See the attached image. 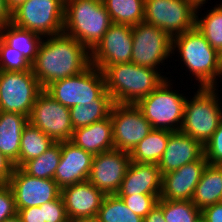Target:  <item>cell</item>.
I'll return each instance as SVG.
<instances>
[{
	"mask_svg": "<svg viewBox=\"0 0 222 222\" xmlns=\"http://www.w3.org/2000/svg\"><path fill=\"white\" fill-rule=\"evenodd\" d=\"M42 40L32 71L43 90L50 84L81 74L90 65V51L71 36L61 33Z\"/></svg>",
	"mask_w": 222,
	"mask_h": 222,
	"instance_id": "obj_1",
	"label": "cell"
},
{
	"mask_svg": "<svg viewBox=\"0 0 222 222\" xmlns=\"http://www.w3.org/2000/svg\"><path fill=\"white\" fill-rule=\"evenodd\" d=\"M106 90L114 103L136 104L155 90L165 77L159 70L141 67L135 63H118L103 66Z\"/></svg>",
	"mask_w": 222,
	"mask_h": 222,
	"instance_id": "obj_2",
	"label": "cell"
},
{
	"mask_svg": "<svg viewBox=\"0 0 222 222\" xmlns=\"http://www.w3.org/2000/svg\"><path fill=\"white\" fill-rule=\"evenodd\" d=\"M174 51L179 52L181 62L200 83L198 87H218L217 80L222 76L221 54L196 28L172 37L173 54Z\"/></svg>",
	"mask_w": 222,
	"mask_h": 222,
	"instance_id": "obj_3",
	"label": "cell"
},
{
	"mask_svg": "<svg viewBox=\"0 0 222 222\" xmlns=\"http://www.w3.org/2000/svg\"><path fill=\"white\" fill-rule=\"evenodd\" d=\"M111 24L102 0H65L63 33L76 39L90 52Z\"/></svg>",
	"mask_w": 222,
	"mask_h": 222,
	"instance_id": "obj_4",
	"label": "cell"
},
{
	"mask_svg": "<svg viewBox=\"0 0 222 222\" xmlns=\"http://www.w3.org/2000/svg\"><path fill=\"white\" fill-rule=\"evenodd\" d=\"M44 91L68 108L87 103H114L106 90L103 72L93 65L81 74L50 83Z\"/></svg>",
	"mask_w": 222,
	"mask_h": 222,
	"instance_id": "obj_5",
	"label": "cell"
},
{
	"mask_svg": "<svg viewBox=\"0 0 222 222\" xmlns=\"http://www.w3.org/2000/svg\"><path fill=\"white\" fill-rule=\"evenodd\" d=\"M217 87H199L192 99H186L182 133L203 146L211 139L222 121V107Z\"/></svg>",
	"mask_w": 222,
	"mask_h": 222,
	"instance_id": "obj_6",
	"label": "cell"
},
{
	"mask_svg": "<svg viewBox=\"0 0 222 222\" xmlns=\"http://www.w3.org/2000/svg\"><path fill=\"white\" fill-rule=\"evenodd\" d=\"M170 79L162 83L146 97L140 99L136 106L151 124L152 129L180 131L186 97L176 90H171Z\"/></svg>",
	"mask_w": 222,
	"mask_h": 222,
	"instance_id": "obj_7",
	"label": "cell"
},
{
	"mask_svg": "<svg viewBox=\"0 0 222 222\" xmlns=\"http://www.w3.org/2000/svg\"><path fill=\"white\" fill-rule=\"evenodd\" d=\"M65 0H27L12 12V22L43 38L63 33Z\"/></svg>",
	"mask_w": 222,
	"mask_h": 222,
	"instance_id": "obj_8",
	"label": "cell"
},
{
	"mask_svg": "<svg viewBox=\"0 0 222 222\" xmlns=\"http://www.w3.org/2000/svg\"><path fill=\"white\" fill-rule=\"evenodd\" d=\"M42 91L32 70L0 71V111L29 117L36 98Z\"/></svg>",
	"mask_w": 222,
	"mask_h": 222,
	"instance_id": "obj_9",
	"label": "cell"
},
{
	"mask_svg": "<svg viewBox=\"0 0 222 222\" xmlns=\"http://www.w3.org/2000/svg\"><path fill=\"white\" fill-rule=\"evenodd\" d=\"M196 9L187 0H145L143 22L174 37L195 28Z\"/></svg>",
	"mask_w": 222,
	"mask_h": 222,
	"instance_id": "obj_10",
	"label": "cell"
},
{
	"mask_svg": "<svg viewBox=\"0 0 222 222\" xmlns=\"http://www.w3.org/2000/svg\"><path fill=\"white\" fill-rule=\"evenodd\" d=\"M132 38L131 62L138 66L158 70L159 64L172 55V37L154 25L145 22L134 25Z\"/></svg>",
	"mask_w": 222,
	"mask_h": 222,
	"instance_id": "obj_11",
	"label": "cell"
},
{
	"mask_svg": "<svg viewBox=\"0 0 222 222\" xmlns=\"http://www.w3.org/2000/svg\"><path fill=\"white\" fill-rule=\"evenodd\" d=\"M28 120L54 142L71 140L73 135L69 108L53 99L44 90L37 96Z\"/></svg>",
	"mask_w": 222,
	"mask_h": 222,
	"instance_id": "obj_12",
	"label": "cell"
},
{
	"mask_svg": "<svg viewBox=\"0 0 222 222\" xmlns=\"http://www.w3.org/2000/svg\"><path fill=\"white\" fill-rule=\"evenodd\" d=\"M110 118L113 124L114 149L131 152L153 129L136 104L114 103Z\"/></svg>",
	"mask_w": 222,
	"mask_h": 222,
	"instance_id": "obj_13",
	"label": "cell"
},
{
	"mask_svg": "<svg viewBox=\"0 0 222 222\" xmlns=\"http://www.w3.org/2000/svg\"><path fill=\"white\" fill-rule=\"evenodd\" d=\"M133 26L112 23L101 41L90 52L91 65L101 69L118 63L131 62Z\"/></svg>",
	"mask_w": 222,
	"mask_h": 222,
	"instance_id": "obj_14",
	"label": "cell"
},
{
	"mask_svg": "<svg viewBox=\"0 0 222 222\" xmlns=\"http://www.w3.org/2000/svg\"><path fill=\"white\" fill-rule=\"evenodd\" d=\"M130 162L127 151L112 149L96 154L88 181L105 195L117 194Z\"/></svg>",
	"mask_w": 222,
	"mask_h": 222,
	"instance_id": "obj_15",
	"label": "cell"
},
{
	"mask_svg": "<svg viewBox=\"0 0 222 222\" xmlns=\"http://www.w3.org/2000/svg\"><path fill=\"white\" fill-rule=\"evenodd\" d=\"M8 184L15 197L16 209L39 207L61 195L54 179L33 177L20 167H15Z\"/></svg>",
	"mask_w": 222,
	"mask_h": 222,
	"instance_id": "obj_16",
	"label": "cell"
},
{
	"mask_svg": "<svg viewBox=\"0 0 222 222\" xmlns=\"http://www.w3.org/2000/svg\"><path fill=\"white\" fill-rule=\"evenodd\" d=\"M94 155L70 140L61 142V159L54 173V181L62 189L87 181Z\"/></svg>",
	"mask_w": 222,
	"mask_h": 222,
	"instance_id": "obj_17",
	"label": "cell"
},
{
	"mask_svg": "<svg viewBox=\"0 0 222 222\" xmlns=\"http://www.w3.org/2000/svg\"><path fill=\"white\" fill-rule=\"evenodd\" d=\"M68 219H95L104 197L88 180L61 189Z\"/></svg>",
	"mask_w": 222,
	"mask_h": 222,
	"instance_id": "obj_18",
	"label": "cell"
},
{
	"mask_svg": "<svg viewBox=\"0 0 222 222\" xmlns=\"http://www.w3.org/2000/svg\"><path fill=\"white\" fill-rule=\"evenodd\" d=\"M207 164L205 155H203L192 163L185 164L177 170L163 174L160 198L191 201Z\"/></svg>",
	"mask_w": 222,
	"mask_h": 222,
	"instance_id": "obj_19",
	"label": "cell"
},
{
	"mask_svg": "<svg viewBox=\"0 0 222 222\" xmlns=\"http://www.w3.org/2000/svg\"><path fill=\"white\" fill-rule=\"evenodd\" d=\"M204 155V146L181 131L171 132L167 146L158 162L161 174L177 170Z\"/></svg>",
	"mask_w": 222,
	"mask_h": 222,
	"instance_id": "obj_20",
	"label": "cell"
},
{
	"mask_svg": "<svg viewBox=\"0 0 222 222\" xmlns=\"http://www.w3.org/2000/svg\"><path fill=\"white\" fill-rule=\"evenodd\" d=\"M161 190L162 174L157 164L131 161L117 195L161 194Z\"/></svg>",
	"mask_w": 222,
	"mask_h": 222,
	"instance_id": "obj_21",
	"label": "cell"
},
{
	"mask_svg": "<svg viewBox=\"0 0 222 222\" xmlns=\"http://www.w3.org/2000/svg\"><path fill=\"white\" fill-rule=\"evenodd\" d=\"M70 141L93 155L114 149L113 124L110 115L89 126L74 129Z\"/></svg>",
	"mask_w": 222,
	"mask_h": 222,
	"instance_id": "obj_22",
	"label": "cell"
},
{
	"mask_svg": "<svg viewBox=\"0 0 222 222\" xmlns=\"http://www.w3.org/2000/svg\"><path fill=\"white\" fill-rule=\"evenodd\" d=\"M28 117L23 114L0 111V152L19 167V150Z\"/></svg>",
	"mask_w": 222,
	"mask_h": 222,
	"instance_id": "obj_23",
	"label": "cell"
},
{
	"mask_svg": "<svg viewBox=\"0 0 222 222\" xmlns=\"http://www.w3.org/2000/svg\"><path fill=\"white\" fill-rule=\"evenodd\" d=\"M191 201L200 210L222 201V169L218 165L207 164Z\"/></svg>",
	"mask_w": 222,
	"mask_h": 222,
	"instance_id": "obj_24",
	"label": "cell"
},
{
	"mask_svg": "<svg viewBox=\"0 0 222 222\" xmlns=\"http://www.w3.org/2000/svg\"><path fill=\"white\" fill-rule=\"evenodd\" d=\"M0 37L12 48L18 50L27 60L33 63L43 40L41 35L17 27L13 23L0 28Z\"/></svg>",
	"mask_w": 222,
	"mask_h": 222,
	"instance_id": "obj_25",
	"label": "cell"
},
{
	"mask_svg": "<svg viewBox=\"0 0 222 222\" xmlns=\"http://www.w3.org/2000/svg\"><path fill=\"white\" fill-rule=\"evenodd\" d=\"M170 131L153 129L129 153L131 161L137 163L158 164L166 149Z\"/></svg>",
	"mask_w": 222,
	"mask_h": 222,
	"instance_id": "obj_26",
	"label": "cell"
},
{
	"mask_svg": "<svg viewBox=\"0 0 222 222\" xmlns=\"http://www.w3.org/2000/svg\"><path fill=\"white\" fill-rule=\"evenodd\" d=\"M112 23L137 25L144 20L145 0H102Z\"/></svg>",
	"mask_w": 222,
	"mask_h": 222,
	"instance_id": "obj_27",
	"label": "cell"
},
{
	"mask_svg": "<svg viewBox=\"0 0 222 222\" xmlns=\"http://www.w3.org/2000/svg\"><path fill=\"white\" fill-rule=\"evenodd\" d=\"M55 142L31 123L24 127L19 150V167L25 162L39 157Z\"/></svg>",
	"mask_w": 222,
	"mask_h": 222,
	"instance_id": "obj_28",
	"label": "cell"
},
{
	"mask_svg": "<svg viewBox=\"0 0 222 222\" xmlns=\"http://www.w3.org/2000/svg\"><path fill=\"white\" fill-rule=\"evenodd\" d=\"M61 159V142H55L39 157L25 162L20 168L27 174L43 179H54Z\"/></svg>",
	"mask_w": 222,
	"mask_h": 222,
	"instance_id": "obj_29",
	"label": "cell"
},
{
	"mask_svg": "<svg viewBox=\"0 0 222 222\" xmlns=\"http://www.w3.org/2000/svg\"><path fill=\"white\" fill-rule=\"evenodd\" d=\"M208 11V14L206 13L200 18H198L199 13L196 12L195 28L222 55V4L215 5L213 9Z\"/></svg>",
	"mask_w": 222,
	"mask_h": 222,
	"instance_id": "obj_30",
	"label": "cell"
},
{
	"mask_svg": "<svg viewBox=\"0 0 222 222\" xmlns=\"http://www.w3.org/2000/svg\"><path fill=\"white\" fill-rule=\"evenodd\" d=\"M96 222H143L117 195H106L95 218Z\"/></svg>",
	"mask_w": 222,
	"mask_h": 222,
	"instance_id": "obj_31",
	"label": "cell"
},
{
	"mask_svg": "<svg viewBox=\"0 0 222 222\" xmlns=\"http://www.w3.org/2000/svg\"><path fill=\"white\" fill-rule=\"evenodd\" d=\"M114 103H87L72 106L70 110V118L73 129L89 126L94 122L106 119L110 115L111 108Z\"/></svg>",
	"mask_w": 222,
	"mask_h": 222,
	"instance_id": "obj_32",
	"label": "cell"
},
{
	"mask_svg": "<svg viewBox=\"0 0 222 222\" xmlns=\"http://www.w3.org/2000/svg\"><path fill=\"white\" fill-rule=\"evenodd\" d=\"M162 211L166 222H195L201 215L192 201L162 199Z\"/></svg>",
	"mask_w": 222,
	"mask_h": 222,
	"instance_id": "obj_33",
	"label": "cell"
},
{
	"mask_svg": "<svg viewBox=\"0 0 222 222\" xmlns=\"http://www.w3.org/2000/svg\"><path fill=\"white\" fill-rule=\"evenodd\" d=\"M32 70V63L0 37V71Z\"/></svg>",
	"mask_w": 222,
	"mask_h": 222,
	"instance_id": "obj_34",
	"label": "cell"
},
{
	"mask_svg": "<svg viewBox=\"0 0 222 222\" xmlns=\"http://www.w3.org/2000/svg\"><path fill=\"white\" fill-rule=\"evenodd\" d=\"M160 195L161 194H136L119 197L133 213L144 218L157 204Z\"/></svg>",
	"mask_w": 222,
	"mask_h": 222,
	"instance_id": "obj_35",
	"label": "cell"
},
{
	"mask_svg": "<svg viewBox=\"0 0 222 222\" xmlns=\"http://www.w3.org/2000/svg\"><path fill=\"white\" fill-rule=\"evenodd\" d=\"M204 155L210 165L222 163V121L204 146Z\"/></svg>",
	"mask_w": 222,
	"mask_h": 222,
	"instance_id": "obj_36",
	"label": "cell"
},
{
	"mask_svg": "<svg viewBox=\"0 0 222 222\" xmlns=\"http://www.w3.org/2000/svg\"><path fill=\"white\" fill-rule=\"evenodd\" d=\"M39 207L42 210L43 222H65L68 220L61 195L57 199L47 202Z\"/></svg>",
	"mask_w": 222,
	"mask_h": 222,
	"instance_id": "obj_37",
	"label": "cell"
},
{
	"mask_svg": "<svg viewBox=\"0 0 222 222\" xmlns=\"http://www.w3.org/2000/svg\"><path fill=\"white\" fill-rule=\"evenodd\" d=\"M17 214L15 197L8 183L0 184V222Z\"/></svg>",
	"mask_w": 222,
	"mask_h": 222,
	"instance_id": "obj_38",
	"label": "cell"
},
{
	"mask_svg": "<svg viewBox=\"0 0 222 222\" xmlns=\"http://www.w3.org/2000/svg\"><path fill=\"white\" fill-rule=\"evenodd\" d=\"M17 215L22 222H43L42 210L38 206L17 209Z\"/></svg>",
	"mask_w": 222,
	"mask_h": 222,
	"instance_id": "obj_39",
	"label": "cell"
},
{
	"mask_svg": "<svg viewBox=\"0 0 222 222\" xmlns=\"http://www.w3.org/2000/svg\"><path fill=\"white\" fill-rule=\"evenodd\" d=\"M201 215L206 222H222V201L205 207Z\"/></svg>",
	"mask_w": 222,
	"mask_h": 222,
	"instance_id": "obj_40",
	"label": "cell"
},
{
	"mask_svg": "<svg viewBox=\"0 0 222 222\" xmlns=\"http://www.w3.org/2000/svg\"><path fill=\"white\" fill-rule=\"evenodd\" d=\"M14 169V163L0 152V184L9 183Z\"/></svg>",
	"mask_w": 222,
	"mask_h": 222,
	"instance_id": "obj_41",
	"label": "cell"
},
{
	"mask_svg": "<svg viewBox=\"0 0 222 222\" xmlns=\"http://www.w3.org/2000/svg\"><path fill=\"white\" fill-rule=\"evenodd\" d=\"M143 222H166L162 211V198L158 199L157 204L143 218Z\"/></svg>",
	"mask_w": 222,
	"mask_h": 222,
	"instance_id": "obj_42",
	"label": "cell"
},
{
	"mask_svg": "<svg viewBox=\"0 0 222 222\" xmlns=\"http://www.w3.org/2000/svg\"><path fill=\"white\" fill-rule=\"evenodd\" d=\"M12 22V12L8 9L6 0H0V28Z\"/></svg>",
	"mask_w": 222,
	"mask_h": 222,
	"instance_id": "obj_43",
	"label": "cell"
},
{
	"mask_svg": "<svg viewBox=\"0 0 222 222\" xmlns=\"http://www.w3.org/2000/svg\"><path fill=\"white\" fill-rule=\"evenodd\" d=\"M27 0H6V4L8 9L13 12L17 9L21 4L25 3Z\"/></svg>",
	"mask_w": 222,
	"mask_h": 222,
	"instance_id": "obj_44",
	"label": "cell"
},
{
	"mask_svg": "<svg viewBox=\"0 0 222 222\" xmlns=\"http://www.w3.org/2000/svg\"><path fill=\"white\" fill-rule=\"evenodd\" d=\"M188 2H191L197 9L196 12L200 11L199 9L203 7V4H206L208 0H187Z\"/></svg>",
	"mask_w": 222,
	"mask_h": 222,
	"instance_id": "obj_45",
	"label": "cell"
},
{
	"mask_svg": "<svg viewBox=\"0 0 222 222\" xmlns=\"http://www.w3.org/2000/svg\"><path fill=\"white\" fill-rule=\"evenodd\" d=\"M3 222H22L20 217L16 214L15 216L5 219Z\"/></svg>",
	"mask_w": 222,
	"mask_h": 222,
	"instance_id": "obj_46",
	"label": "cell"
},
{
	"mask_svg": "<svg viewBox=\"0 0 222 222\" xmlns=\"http://www.w3.org/2000/svg\"><path fill=\"white\" fill-rule=\"evenodd\" d=\"M74 222H96L95 219L74 220Z\"/></svg>",
	"mask_w": 222,
	"mask_h": 222,
	"instance_id": "obj_47",
	"label": "cell"
},
{
	"mask_svg": "<svg viewBox=\"0 0 222 222\" xmlns=\"http://www.w3.org/2000/svg\"><path fill=\"white\" fill-rule=\"evenodd\" d=\"M195 222H206V220L200 215Z\"/></svg>",
	"mask_w": 222,
	"mask_h": 222,
	"instance_id": "obj_48",
	"label": "cell"
},
{
	"mask_svg": "<svg viewBox=\"0 0 222 222\" xmlns=\"http://www.w3.org/2000/svg\"><path fill=\"white\" fill-rule=\"evenodd\" d=\"M65 222H74V220L68 219V220H66Z\"/></svg>",
	"mask_w": 222,
	"mask_h": 222,
	"instance_id": "obj_49",
	"label": "cell"
}]
</instances>
